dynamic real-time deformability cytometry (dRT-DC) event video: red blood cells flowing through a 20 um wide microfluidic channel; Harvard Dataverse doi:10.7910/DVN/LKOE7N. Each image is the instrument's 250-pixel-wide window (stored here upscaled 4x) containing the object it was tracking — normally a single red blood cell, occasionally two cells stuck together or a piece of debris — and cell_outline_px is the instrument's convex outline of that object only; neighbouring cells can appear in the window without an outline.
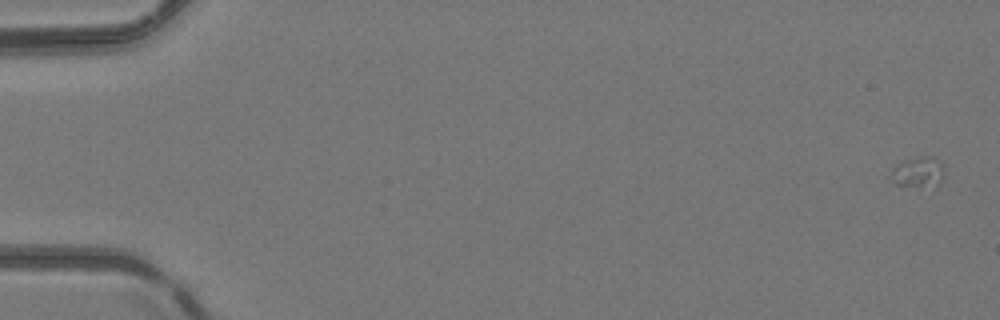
{"species": "common noctule bat (a hibernating species)", "species_latin": "Nyctalus noctula", "temperature_condition": "room temperature", "stored_images_in_passage": 10, "camera_frame_rate_fps": 3000, "um_per_image_px": 0.085, "animal": {"sex": "female", "body_mass_g": 24.6, "forearm_length_mm": 56.2}, "frame": {"image": 1, "passage_image": 2, "time_ms": 0.333, "image_size_px": [1000, 320], "cell_outline_px": [[944, 176], [932, 192], [896, 184], [888, 176], [892, 168], [896, 164], [904, 160], [924, 156], [932, 156], [940, 164], [944, 172]], "centroid_in_image_um": [78.03, 14.73], "position_along_channel_um": 7.0, "area_um2": 10.17}}